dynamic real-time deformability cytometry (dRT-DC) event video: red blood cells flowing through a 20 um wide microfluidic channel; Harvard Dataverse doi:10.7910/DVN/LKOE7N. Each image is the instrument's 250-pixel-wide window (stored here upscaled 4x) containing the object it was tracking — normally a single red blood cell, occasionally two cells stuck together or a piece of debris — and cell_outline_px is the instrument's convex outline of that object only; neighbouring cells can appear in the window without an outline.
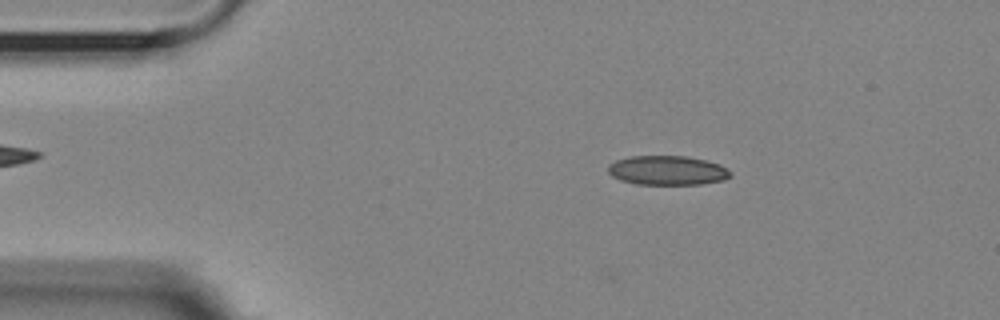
{"species": "Egyptian fruit bat (a non-hibernating species)", "species_latin": "Rousettus aegyptiacus", "temperature_condition": "room temperature", "stored_images_in_passage": 39, "camera_frame_rate_fps": 3000, "um_per_image_px": 0.085, "animal": {"sex": "female"}, "frame": {"image": 1, "passage_image": 1, "time_ms": 0.0, "image_size_px": [1000, 320], "cell_outline_px": [[732, 176], [724, 180], [700, 184], [636, 184], [620, 180], [612, 176], [608, 172], [608, 164], [616, 160], [632, 156], [684, 156], [704, 160], [720, 164], [732, 172]], "centroid_in_image_um": [56.73, 14.48], "position_along_channel_um": 28.3, "area_um2": 20.92}}
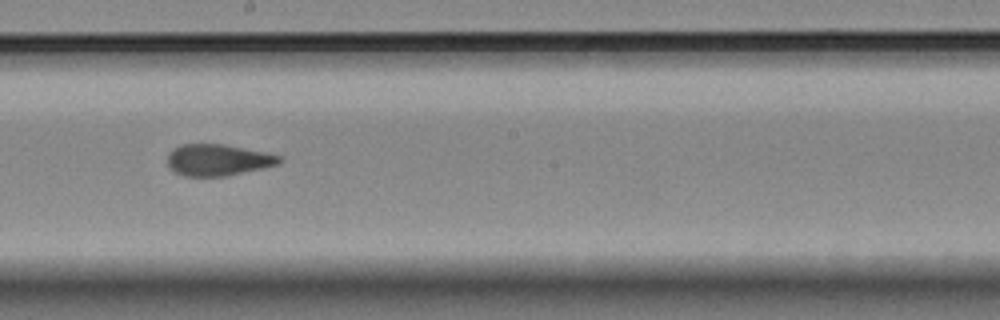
{"frame": {"image": 2, "passage_image": 22, "time_ms": 7.0, "image_size_px": [1000, 320], "cell_outline_px": [[280, 164], [264, 168], [228, 176], [184, 176], [168, 168], [168, 152], [180, 144], [224, 144], [264, 152], [280, 156]], "centroid_in_image_um": [18.5, 13.6], "position_along_channel_um": 229.7, "area_um2": 20.58}}
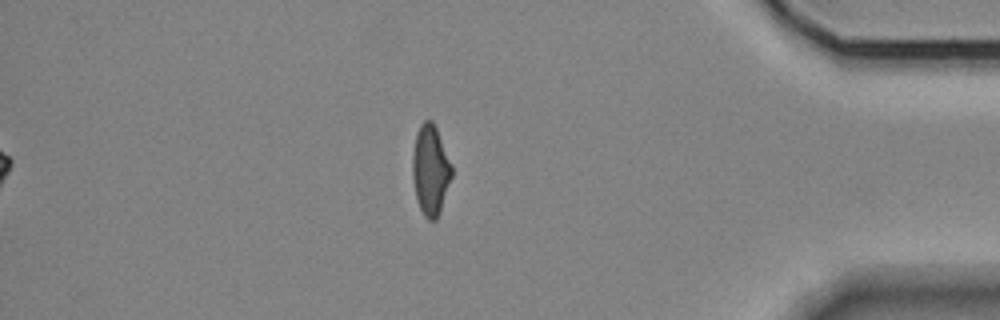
{"frame": {"image": 3, "passage_image": 39, "time_ms": 12.667, "image_size_px": [1000, 320], "cell_outline_px": [[452, 176], [440, 212], [436, 220], [428, 220], [424, 216], [416, 200], [412, 176], [412, 156], [416, 132], [420, 124], [424, 120], [432, 120], [436, 128], [452, 164]], "centroid_in_image_um": [36.58, 14.46], "position_along_channel_um": 398.6, "area_um2": 20.75}, "authors_computed_cell_mechanics": {"area_um2": 21.2126, "velocity_mm_per_s": 3.6039, "shape_relaxation_time_tau1_ms": null, "shape_relaxation_time_tau2_ms": 1.5634, "deformation_change_tau1": null, "deformation_change_tau2": 0.0938}}